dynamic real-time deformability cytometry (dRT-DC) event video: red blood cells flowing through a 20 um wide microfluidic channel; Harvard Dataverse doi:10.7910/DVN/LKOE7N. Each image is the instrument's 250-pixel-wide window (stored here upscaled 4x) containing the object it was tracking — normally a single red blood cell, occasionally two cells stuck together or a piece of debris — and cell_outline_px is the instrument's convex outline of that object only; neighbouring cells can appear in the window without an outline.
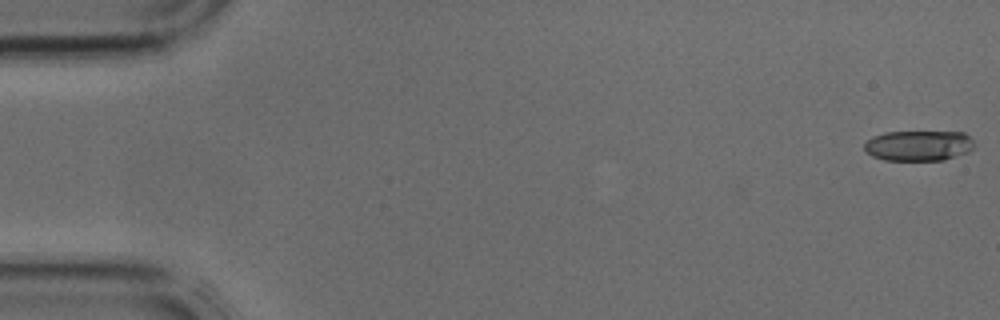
{"species": "common noctule bat (a hibernating species)", "species_latin": "Nyctalus noctula", "temperature_condition": "cold", "stored_images_in_passage": 4, "camera_frame_rate_fps": 3000, "um_per_image_px": 0.085, "animal": {"sex": "male", "body_mass_g": 17.9, "forearm_length_mm": 54.2}, "frame": {"image": 1, "passage_image": 1, "time_ms": 0.0, "image_size_px": [1000, 320], "cell_outline_px": [[976, 144], [968, 152], [944, 160], [884, 160], [872, 156], [864, 148], [864, 144], [872, 136], [884, 132], [964, 132]], "centroid_in_image_um": [78.08, 12.37], "position_along_channel_um": 6.9, "area_um2": 19.48}}
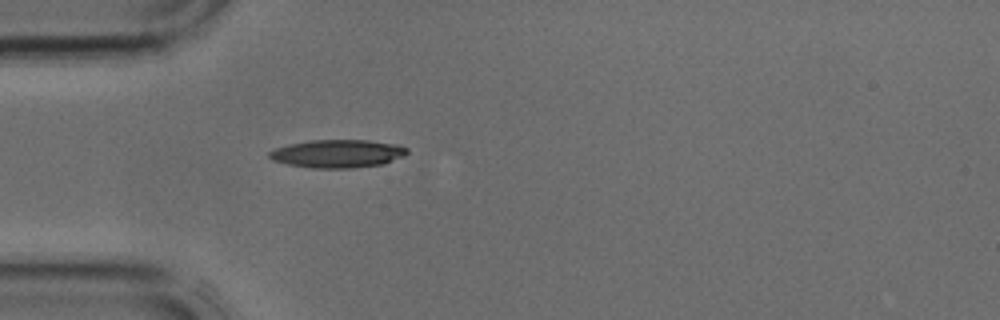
{"frame": {"image": 2, "passage_image": 4, "time_ms": 1.0, "image_size_px": [1000, 320], "cell_outline_px": [[408, 152], [404, 156], [384, 164], [352, 168], [312, 168], [288, 164], [272, 160], [268, 156], [268, 152], [276, 148], [288, 144], [312, 140], [368, 140], [400, 144], [408, 148]], "centroid_in_image_um": [28.73, 13.05], "position_along_channel_um": 56.3, "area_um2": 22.72}}